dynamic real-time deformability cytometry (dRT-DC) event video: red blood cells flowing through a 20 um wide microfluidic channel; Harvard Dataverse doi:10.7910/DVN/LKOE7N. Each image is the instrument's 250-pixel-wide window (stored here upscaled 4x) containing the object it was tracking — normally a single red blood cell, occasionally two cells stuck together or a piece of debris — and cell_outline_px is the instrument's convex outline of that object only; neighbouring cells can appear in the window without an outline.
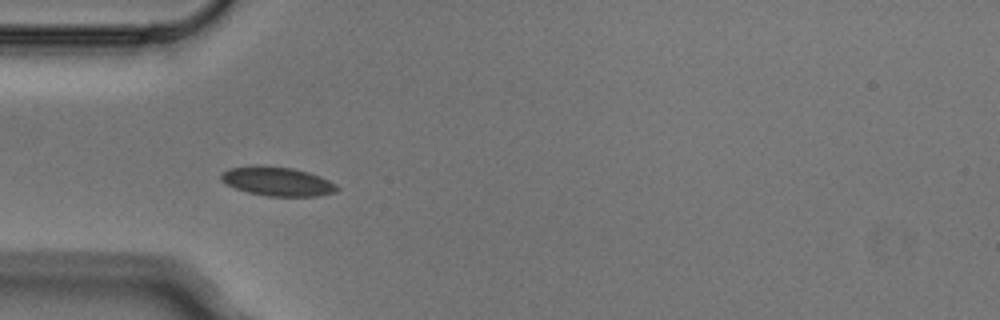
{"species": "Egyptian fruit bat (a non-hibernating species)", "species_latin": "Rousettus aegyptiacus", "temperature_condition": "cold", "stored_images_in_passage": 5, "camera_frame_rate_fps": 3000, "um_per_image_px": 0.085, "animal": {"sex": "male"}, "frame": {"image": 1, "passage_image": 4, "time_ms": 1.0, "image_size_px": [1000, 320], "cell_outline_px": [[340, 188], [336, 192], [316, 196], [268, 196], [248, 192], [224, 184], [220, 180], [220, 176], [228, 168], [248, 164], [260, 164], [292, 168], [308, 172], [320, 176], [336, 184]], "centroid_in_image_um": [23.53, 15.39], "position_along_channel_um": 61.5, "area_um2": 19.94}}
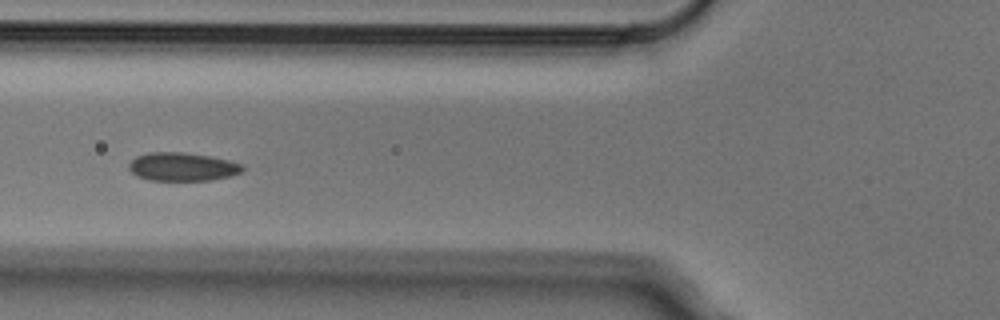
{"frame": {"image": 2, "passage_image": 5, "time_ms": 1.333, "image_size_px": [1000, 320], "cell_outline_px": [[244, 172], [232, 176], [212, 180], [148, 180], [136, 176], [128, 168], [128, 164], [136, 156], [148, 152], [184, 152], [212, 156], [244, 164]], "centroid_in_image_um": [15.54, 14.17], "position_along_channel_um": 110.3, "area_um2": 19.13}}